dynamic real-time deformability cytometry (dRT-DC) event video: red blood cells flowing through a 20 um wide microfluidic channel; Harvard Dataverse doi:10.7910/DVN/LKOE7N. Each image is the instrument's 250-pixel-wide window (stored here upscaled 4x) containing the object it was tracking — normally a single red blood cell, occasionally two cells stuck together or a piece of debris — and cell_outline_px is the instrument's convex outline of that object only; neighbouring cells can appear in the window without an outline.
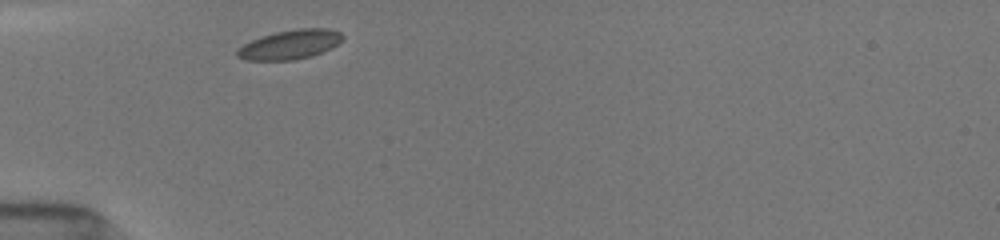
{"species": "common noctule bat (a hibernating species)", "species_latin": "Nyctalus noctula", "temperature_condition": "room temperature", "stored_images_in_passage": 2, "camera_frame_rate_fps": 3000, "um_per_image_px": 0.085, "animal": {"sex": "female", "body_mass_g": 19.5, "forearm_length_mm": 54.1}, "frame": {"image": 1, "passage_image": 1, "time_ms": 0.0, "image_size_px": [1000, 240], "cell_outline_px": [[344, 36], [332, 48], [312, 56], [292, 60], [244, 60], [236, 56], [236, 48], [260, 36], [276, 32], [296, 28], [328, 28], [340, 32]], "centroid_in_image_um": [24.62, 3.78], "position_along_channel_um": 60.4, "area_um2": 18.09}}
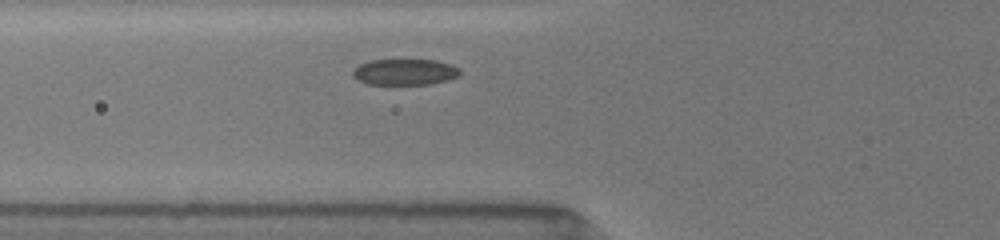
{"frame": {"image": 2, "passage_image": 2, "time_ms": 1.0, "image_size_px": [1000, 240], "cell_outline_px": [[460, 76], [448, 80], [432, 84], [368, 84], [356, 80], [352, 76], [352, 72], [360, 64], [368, 60], [436, 60], [452, 64], [460, 68]], "centroid_in_image_um": [34.43, 6.12], "position_along_channel_um": 91.4, "area_um2": 16.47}}